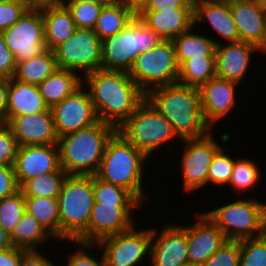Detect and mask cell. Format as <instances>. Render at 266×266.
<instances>
[{
	"label": "cell",
	"instance_id": "obj_1",
	"mask_svg": "<svg viewBox=\"0 0 266 266\" xmlns=\"http://www.w3.org/2000/svg\"><path fill=\"white\" fill-rule=\"evenodd\" d=\"M98 120L118 129L145 100V93L126 71L96 70L83 77Z\"/></svg>",
	"mask_w": 266,
	"mask_h": 266
},
{
	"label": "cell",
	"instance_id": "obj_2",
	"mask_svg": "<svg viewBox=\"0 0 266 266\" xmlns=\"http://www.w3.org/2000/svg\"><path fill=\"white\" fill-rule=\"evenodd\" d=\"M145 99L171 123L179 140L202 138L212 131L202 115L199 88L176 82L149 90Z\"/></svg>",
	"mask_w": 266,
	"mask_h": 266
},
{
	"label": "cell",
	"instance_id": "obj_3",
	"mask_svg": "<svg viewBox=\"0 0 266 266\" xmlns=\"http://www.w3.org/2000/svg\"><path fill=\"white\" fill-rule=\"evenodd\" d=\"M117 129L101 120L58 139L60 166L68 175H95Z\"/></svg>",
	"mask_w": 266,
	"mask_h": 266
},
{
	"label": "cell",
	"instance_id": "obj_4",
	"mask_svg": "<svg viewBox=\"0 0 266 266\" xmlns=\"http://www.w3.org/2000/svg\"><path fill=\"white\" fill-rule=\"evenodd\" d=\"M147 160L141 151L116 131L107 142L95 175L105 182L128 190L141 204H145L148 195L143 193L142 181Z\"/></svg>",
	"mask_w": 266,
	"mask_h": 266
},
{
	"label": "cell",
	"instance_id": "obj_5",
	"mask_svg": "<svg viewBox=\"0 0 266 266\" xmlns=\"http://www.w3.org/2000/svg\"><path fill=\"white\" fill-rule=\"evenodd\" d=\"M93 205V175H67L58 196L60 241L76 240L87 229Z\"/></svg>",
	"mask_w": 266,
	"mask_h": 266
},
{
	"label": "cell",
	"instance_id": "obj_6",
	"mask_svg": "<svg viewBox=\"0 0 266 266\" xmlns=\"http://www.w3.org/2000/svg\"><path fill=\"white\" fill-rule=\"evenodd\" d=\"M162 40L139 17H134L119 33L102 40L101 68L129 72L140 53Z\"/></svg>",
	"mask_w": 266,
	"mask_h": 266
},
{
	"label": "cell",
	"instance_id": "obj_7",
	"mask_svg": "<svg viewBox=\"0 0 266 266\" xmlns=\"http://www.w3.org/2000/svg\"><path fill=\"white\" fill-rule=\"evenodd\" d=\"M227 202L204 212L224 233L227 240L240 241L266 233V203L255 197Z\"/></svg>",
	"mask_w": 266,
	"mask_h": 266
},
{
	"label": "cell",
	"instance_id": "obj_8",
	"mask_svg": "<svg viewBox=\"0 0 266 266\" xmlns=\"http://www.w3.org/2000/svg\"><path fill=\"white\" fill-rule=\"evenodd\" d=\"M117 132L147 158L165 144L178 140L171 123L146 99L117 129Z\"/></svg>",
	"mask_w": 266,
	"mask_h": 266
},
{
	"label": "cell",
	"instance_id": "obj_9",
	"mask_svg": "<svg viewBox=\"0 0 266 266\" xmlns=\"http://www.w3.org/2000/svg\"><path fill=\"white\" fill-rule=\"evenodd\" d=\"M128 73L145 94L153 88L176 83L179 66L173 41L162 40L140 53Z\"/></svg>",
	"mask_w": 266,
	"mask_h": 266
},
{
	"label": "cell",
	"instance_id": "obj_10",
	"mask_svg": "<svg viewBox=\"0 0 266 266\" xmlns=\"http://www.w3.org/2000/svg\"><path fill=\"white\" fill-rule=\"evenodd\" d=\"M102 41L94 29L77 28L76 31L53 51L59 69L82 74V78L101 68Z\"/></svg>",
	"mask_w": 266,
	"mask_h": 266
},
{
	"label": "cell",
	"instance_id": "obj_11",
	"mask_svg": "<svg viewBox=\"0 0 266 266\" xmlns=\"http://www.w3.org/2000/svg\"><path fill=\"white\" fill-rule=\"evenodd\" d=\"M150 246L151 227L138 230L136 225L97 243V249L103 252L106 266H139L147 256L150 260Z\"/></svg>",
	"mask_w": 266,
	"mask_h": 266
},
{
	"label": "cell",
	"instance_id": "obj_12",
	"mask_svg": "<svg viewBox=\"0 0 266 266\" xmlns=\"http://www.w3.org/2000/svg\"><path fill=\"white\" fill-rule=\"evenodd\" d=\"M2 33L7 47L15 57L16 64L46 50L41 9L28 8L16 23Z\"/></svg>",
	"mask_w": 266,
	"mask_h": 266
},
{
	"label": "cell",
	"instance_id": "obj_13",
	"mask_svg": "<svg viewBox=\"0 0 266 266\" xmlns=\"http://www.w3.org/2000/svg\"><path fill=\"white\" fill-rule=\"evenodd\" d=\"M210 131L205 137L183 141L180 157V173L183 176V190L188 194L208 185V170L212 158L221 147Z\"/></svg>",
	"mask_w": 266,
	"mask_h": 266
},
{
	"label": "cell",
	"instance_id": "obj_14",
	"mask_svg": "<svg viewBox=\"0 0 266 266\" xmlns=\"http://www.w3.org/2000/svg\"><path fill=\"white\" fill-rule=\"evenodd\" d=\"M141 205L94 203L88 227L76 240L98 243L108 236L130 230L136 224L132 213Z\"/></svg>",
	"mask_w": 266,
	"mask_h": 266
},
{
	"label": "cell",
	"instance_id": "obj_15",
	"mask_svg": "<svg viewBox=\"0 0 266 266\" xmlns=\"http://www.w3.org/2000/svg\"><path fill=\"white\" fill-rule=\"evenodd\" d=\"M50 109L58 137L91 126L98 121L90 94L83 85Z\"/></svg>",
	"mask_w": 266,
	"mask_h": 266
},
{
	"label": "cell",
	"instance_id": "obj_16",
	"mask_svg": "<svg viewBox=\"0 0 266 266\" xmlns=\"http://www.w3.org/2000/svg\"><path fill=\"white\" fill-rule=\"evenodd\" d=\"M188 262L185 225L165 224L158 232L151 227L150 266H181Z\"/></svg>",
	"mask_w": 266,
	"mask_h": 266
},
{
	"label": "cell",
	"instance_id": "obj_17",
	"mask_svg": "<svg viewBox=\"0 0 266 266\" xmlns=\"http://www.w3.org/2000/svg\"><path fill=\"white\" fill-rule=\"evenodd\" d=\"M17 183L61 169L57 144L19 146L14 162Z\"/></svg>",
	"mask_w": 266,
	"mask_h": 266
},
{
	"label": "cell",
	"instance_id": "obj_18",
	"mask_svg": "<svg viewBox=\"0 0 266 266\" xmlns=\"http://www.w3.org/2000/svg\"><path fill=\"white\" fill-rule=\"evenodd\" d=\"M6 124L14 134L18 146L58 143L59 137L50 108L43 112L11 117Z\"/></svg>",
	"mask_w": 266,
	"mask_h": 266
},
{
	"label": "cell",
	"instance_id": "obj_19",
	"mask_svg": "<svg viewBox=\"0 0 266 266\" xmlns=\"http://www.w3.org/2000/svg\"><path fill=\"white\" fill-rule=\"evenodd\" d=\"M236 86L239 84L215 76L199 88L202 115L211 129L236 108Z\"/></svg>",
	"mask_w": 266,
	"mask_h": 266
},
{
	"label": "cell",
	"instance_id": "obj_20",
	"mask_svg": "<svg viewBox=\"0 0 266 266\" xmlns=\"http://www.w3.org/2000/svg\"><path fill=\"white\" fill-rule=\"evenodd\" d=\"M197 215L195 224L185 226L188 241V262L199 266L228 240L204 212Z\"/></svg>",
	"mask_w": 266,
	"mask_h": 266
},
{
	"label": "cell",
	"instance_id": "obj_21",
	"mask_svg": "<svg viewBox=\"0 0 266 266\" xmlns=\"http://www.w3.org/2000/svg\"><path fill=\"white\" fill-rule=\"evenodd\" d=\"M240 41L251 43L261 51L266 46V9L257 0L230 2Z\"/></svg>",
	"mask_w": 266,
	"mask_h": 266
},
{
	"label": "cell",
	"instance_id": "obj_22",
	"mask_svg": "<svg viewBox=\"0 0 266 266\" xmlns=\"http://www.w3.org/2000/svg\"><path fill=\"white\" fill-rule=\"evenodd\" d=\"M262 52L251 43L239 41L216 45V76L241 84L251 66V56Z\"/></svg>",
	"mask_w": 266,
	"mask_h": 266
},
{
	"label": "cell",
	"instance_id": "obj_23",
	"mask_svg": "<svg viewBox=\"0 0 266 266\" xmlns=\"http://www.w3.org/2000/svg\"><path fill=\"white\" fill-rule=\"evenodd\" d=\"M208 23L215 35H219L224 42H239V33L234 22L230 2L221 0H194V26ZM213 28V29H212Z\"/></svg>",
	"mask_w": 266,
	"mask_h": 266
},
{
	"label": "cell",
	"instance_id": "obj_24",
	"mask_svg": "<svg viewBox=\"0 0 266 266\" xmlns=\"http://www.w3.org/2000/svg\"><path fill=\"white\" fill-rule=\"evenodd\" d=\"M138 17L164 40H173L194 26V8L143 11Z\"/></svg>",
	"mask_w": 266,
	"mask_h": 266
},
{
	"label": "cell",
	"instance_id": "obj_25",
	"mask_svg": "<svg viewBox=\"0 0 266 266\" xmlns=\"http://www.w3.org/2000/svg\"><path fill=\"white\" fill-rule=\"evenodd\" d=\"M48 108L38 86L14 77L9 79L6 122L11 117L43 112Z\"/></svg>",
	"mask_w": 266,
	"mask_h": 266
},
{
	"label": "cell",
	"instance_id": "obj_26",
	"mask_svg": "<svg viewBox=\"0 0 266 266\" xmlns=\"http://www.w3.org/2000/svg\"><path fill=\"white\" fill-rule=\"evenodd\" d=\"M46 49L54 50L77 29L71 12L62 3L42 8Z\"/></svg>",
	"mask_w": 266,
	"mask_h": 266
},
{
	"label": "cell",
	"instance_id": "obj_27",
	"mask_svg": "<svg viewBox=\"0 0 266 266\" xmlns=\"http://www.w3.org/2000/svg\"><path fill=\"white\" fill-rule=\"evenodd\" d=\"M83 85V78L77 72L57 68L38 87L45 104L51 108Z\"/></svg>",
	"mask_w": 266,
	"mask_h": 266
},
{
	"label": "cell",
	"instance_id": "obj_28",
	"mask_svg": "<svg viewBox=\"0 0 266 266\" xmlns=\"http://www.w3.org/2000/svg\"><path fill=\"white\" fill-rule=\"evenodd\" d=\"M194 27L195 26L190 30L181 33L172 40L175 47L178 66L193 57L216 56V45L222 43V41L219 42L218 40H215V38L213 39V37L210 38L209 36L200 33H194Z\"/></svg>",
	"mask_w": 266,
	"mask_h": 266
},
{
	"label": "cell",
	"instance_id": "obj_29",
	"mask_svg": "<svg viewBox=\"0 0 266 266\" xmlns=\"http://www.w3.org/2000/svg\"><path fill=\"white\" fill-rule=\"evenodd\" d=\"M13 247L26 251L40 250L39 247L49 241L56 239L30 214L26 211L21 221L10 235Z\"/></svg>",
	"mask_w": 266,
	"mask_h": 266
},
{
	"label": "cell",
	"instance_id": "obj_30",
	"mask_svg": "<svg viewBox=\"0 0 266 266\" xmlns=\"http://www.w3.org/2000/svg\"><path fill=\"white\" fill-rule=\"evenodd\" d=\"M54 51L41 54L16 64L14 78L38 86L57 69Z\"/></svg>",
	"mask_w": 266,
	"mask_h": 266
},
{
	"label": "cell",
	"instance_id": "obj_31",
	"mask_svg": "<svg viewBox=\"0 0 266 266\" xmlns=\"http://www.w3.org/2000/svg\"><path fill=\"white\" fill-rule=\"evenodd\" d=\"M25 210L32 215L56 240L60 241L58 198L25 197Z\"/></svg>",
	"mask_w": 266,
	"mask_h": 266
},
{
	"label": "cell",
	"instance_id": "obj_32",
	"mask_svg": "<svg viewBox=\"0 0 266 266\" xmlns=\"http://www.w3.org/2000/svg\"><path fill=\"white\" fill-rule=\"evenodd\" d=\"M134 17L122 3L114 0L102 7L94 31L102 41L119 33Z\"/></svg>",
	"mask_w": 266,
	"mask_h": 266
},
{
	"label": "cell",
	"instance_id": "obj_33",
	"mask_svg": "<svg viewBox=\"0 0 266 266\" xmlns=\"http://www.w3.org/2000/svg\"><path fill=\"white\" fill-rule=\"evenodd\" d=\"M216 76V56H201L184 61L179 66L178 81L181 84L200 88Z\"/></svg>",
	"mask_w": 266,
	"mask_h": 266
},
{
	"label": "cell",
	"instance_id": "obj_34",
	"mask_svg": "<svg viewBox=\"0 0 266 266\" xmlns=\"http://www.w3.org/2000/svg\"><path fill=\"white\" fill-rule=\"evenodd\" d=\"M67 173L61 168L57 172L43 174L27 180L20 190L24 197L58 198Z\"/></svg>",
	"mask_w": 266,
	"mask_h": 266
},
{
	"label": "cell",
	"instance_id": "obj_35",
	"mask_svg": "<svg viewBox=\"0 0 266 266\" xmlns=\"http://www.w3.org/2000/svg\"><path fill=\"white\" fill-rule=\"evenodd\" d=\"M258 165L255 161L244 157L235 159L228 187L236 190L237 194H244L249 190L252 192L261 179V169Z\"/></svg>",
	"mask_w": 266,
	"mask_h": 266
},
{
	"label": "cell",
	"instance_id": "obj_36",
	"mask_svg": "<svg viewBox=\"0 0 266 266\" xmlns=\"http://www.w3.org/2000/svg\"><path fill=\"white\" fill-rule=\"evenodd\" d=\"M94 203L141 204L128 190L93 175Z\"/></svg>",
	"mask_w": 266,
	"mask_h": 266
},
{
	"label": "cell",
	"instance_id": "obj_37",
	"mask_svg": "<svg viewBox=\"0 0 266 266\" xmlns=\"http://www.w3.org/2000/svg\"><path fill=\"white\" fill-rule=\"evenodd\" d=\"M25 197L21 190L0 199V225L11 235L25 213Z\"/></svg>",
	"mask_w": 266,
	"mask_h": 266
},
{
	"label": "cell",
	"instance_id": "obj_38",
	"mask_svg": "<svg viewBox=\"0 0 266 266\" xmlns=\"http://www.w3.org/2000/svg\"><path fill=\"white\" fill-rule=\"evenodd\" d=\"M228 148L220 147L214 154L208 170V184L217 186L228 185L231 179L235 158L231 157Z\"/></svg>",
	"mask_w": 266,
	"mask_h": 266
},
{
	"label": "cell",
	"instance_id": "obj_39",
	"mask_svg": "<svg viewBox=\"0 0 266 266\" xmlns=\"http://www.w3.org/2000/svg\"><path fill=\"white\" fill-rule=\"evenodd\" d=\"M240 266H266V233L240 240Z\"/></svg>",
	"mask_w": 266,
	"mask_h": 266
},
{
	"label": "cell",
	"instance_id": "obj_40",
	"mask_svg": "<svg viewBox=\"0 0 266 266\" xmlns=\"http://www.w3.org/2000/svg\"><path fill=\"white\" fill-rule=\"evenodd\" d=\"M72 14L77 28L94 29L102 7L106 4L91 2L63 3Z\"/></svg>",
	"mask_w": 266,
	"mask_h": 266
},
{
	"label": "cell",
	"instance_id": "obj_41",
	"mask_svg": "<svg viewBox=\"0 0 266 266\" xmlns=\"http://www.w3.org/2000/svg\"><path fill=\"white\" fill-rule=\"evenodd\" d=\"M66 242H71L78 247H76L77 248L76 251L69 253L68 257L66 258L67 264H64V265L66 266H106L103 252H102V256L99 257L100 259H98L97 257L95 258V256L91 255L90 253L93 250V248L97 247V243L80 242L77 240H68Z\"/></svg>",
	"mask_w": 266,
	"mask_h": 266
},
{
	"label": "cell",
	"instance_id": "obj_42",
	"mask_svg": "<svg viewBox=\"0 0 266 266\" xmlns=\"http://www.w3.org/2000/svg\"><path fill=\"white\" fill-rule=\"evenodd\" d=\"M199 266H240V241H226Z\"/></svg>",
	"mask_w": 266,
	"mask_h": 266
},
{
	"label": "cell",
	"instance_id": "obj_43",
	"mask_svg": "<svg viewBox=\"0 0 266 266\" xmlns=\"http://www.w3.org/2000/svg\"><path fill=\"white\" fill-rule=\"evenodd\" d=\"M18 147L11 129L6 123L2 122L0 124V165L14 166Z\"/></svg>",
	"mask_w": 266,
	"mask_h": 266
},
{
	"label": "cell",
	"instance_id": "obj_44",
	"mask_svg": "<svg viewBox=\"0 0 266 266\" xmlns=\"http://www.w3.org/2000/svg\"><path fill=\"white\" fill-rule=\"evenodd\" d=\"M28 9L23 0L0 1V32L16 23Z\"/></svg>",
	"mask_w": 266,
	"mask_h": 266
},
{
	"label": "cell",
	"instance_id": "obj_45",
	"mask_svg": "<svg viewBox=\"0 0 266 266\" xmlns=\"http://www.w3.org/2000/svg\"><path fill=\"white\" fill-rule=\"evenodd\" d=\"M16 70V61L7 47L3 33L0 32V78L11 79Z\"/></svg>",
	"mask_w": 266,
	"mask_h": 266
},
{
	"label": "cell",
	"instance_id": "obj_46",
	"mask_svg": "<svg viewBox=\"0 0 266 266\" xmlns=\"http://www.w3.org/2000/svg\"><path fill=\"white\" fill-rule=\"evenodd\" d=\"M19 190L14 167L0 165V199L11 196Z\"/></svg>",
	"mask_w": 266,
	"mask_h": 266
},
{
	"label": "cell",
	"instance_id": "obj_47",
	"mask_svg": "<svg viewBox=\"0 0 266 266\" xmlns=\"http://www.w3.org/2000/svg\"><path fill=\"white\" fill-rule=\"evenodd\" d=\"M175 8H194V0H149L144 11H161Z\"/></svg>",
	"mask_w": 266,
	"mask_h": 266
},
{
	"label": "cell",
	"instance_id": "obj_48",
	"mask_svg": "<svg viewBox=\"0 0 266 266\" xmlns=\"http://www.w3.org/2000/svg\"><path fill=\"white\" fill-rule=\"evenodd\" d=\"M53 262V263H52ZM19 266H57L48 256H44L39 250L21 249V262Z\"/></svg>",
	"mask_w": 266,
	"mask_h": 266
},
{
	"label": "cell",
	"instance_id": "obj_49",
	"mask_svg": "<svg viewBox=\"0 0 266 266\" xmlns=\"http://www.w3.org/2000/svg\"><path fill=\"white\" fill-rule=\"evenodd\" d=\"M21 262V249L12 247L0 251V266H19Z\"/></svg>",
	"mask_w": 266,
	"mask_h": 266
},
{
	"label": "cell",
	"instance_id": "obj_50",
	"mask_svg": "<svg viewBox=\"0 0 266 266\" xmlns=\"http://www.w3.org/2000/svg\"><path fill=\"white\" fill-rule=\"evenodd\" d=\"M9 79L0 78V121L6 123Z\"/></svg>",
	"mask_w": 266,
	"mask_h": 266
},
{
	"label": "cell",
	"instance_id": "obj_51",
	"mask_svg": "<svg viewBox=\"0 0 266 266\" xmlns=\"http://www.w3.org/2000/svg\"><path fill=\"white\" fill-rule=\"evenodd\" d=\"M122 3L135 17H138L147 7L149 0H116Z\"/></svg>",
	"mask_w": 266,
	"mask_h": 266
},
{
	"label": "cell",
	"instance_id": "obj_52",
	"mask_svg": "<svg viewBox=\"0 0 266 266\" xmlns=\"http://www.w3.org/2000/svg\"><path fill=\"white\" fill-rule=\"evenodd\" d=\"M28 8L42 9L62 4L63 0H23Z\"/></svg>",
	"mask_w": 266,
	"mask_h": 266
},
{
	"label": "cell",
	"instance_id": "obj_53",
	"mask_svg": "<svg viewBox=\"0 0 266 266\" xmlns=\"http://www.w3.org/2000/svg\"><path fill=\"white\" fill-rule=\"evenodd\" d=\"M10 235L0 225V251L12 248Z\"/></svg>",
	"mask_w": 266,
	"mask_h": 266
},
{
	"label": "cell",
	"instance_id": "obj_54",
	"mask_svg": "<svg viewBox=\"0 0 266 266\" xmlns=\"http://www.w3.org/2000/svg\"><path fill=\"white\" fill-rule=\"evenodd\" d=\"M114 0H63L62 3H83V2H91L96 4H109Z\"/></svg>",
	"mask_w": 266,
	"mask_h": 266
},
{
	"label": "cell",
	"instance_id": "obj_55",
	"mask_svg": "<svg viewBox=\"0 0 266 266\" xmlns=\"http://www.w3.org/2000/svg\"><path fill=\"white\" fill-rule=\"evenodd\" d=\"M266 9V0H257Z\"/></svg>",
	"mask_w": 266,
	"mask_h": 266
},
{
	"label": "cell",
	"instance_id": "obj_56",
	"mask_svg": "<svg viewBox=\"0 0 266 266\" xmlns=\"http://www.w3.org/2000/svg\"><path fill=\"white\" fill-rule=\"evenodd\" d=\"M181 266H196V265L187 262V263L182 264Z\"/></svg>",
	"mask_w": 266,
	"mask_h": 266
},
{
	"label": "cell",
	"instance_id": "obj_57",
	"mask_svg": "<svg viewBox=\"0 0 266 266\" xmlns=\"http://www.w3.org/2000/svg\"><path fill=\"white\" fill-rule=\"evenodd\" d=\"M221 1H224V2H232V1H237V0H221Z\"/></svg>",
	"mask_w": 266,
	"mask_h": 266
},
{
	"label": "cell",
	"instance_id": "obj_58",
	"mask_svg": "<svg viewBox=\"0 0 266 266\" xmlns=\"http://www.w3.org/2000/svg\"><path fill=\"white\" fill-rule=\"evenodd\" d=\"M263 54H266V46L262 49Z\"/></svg>",
	"mask_w": 266,
	"mask_h": 266
}]
</instances>
